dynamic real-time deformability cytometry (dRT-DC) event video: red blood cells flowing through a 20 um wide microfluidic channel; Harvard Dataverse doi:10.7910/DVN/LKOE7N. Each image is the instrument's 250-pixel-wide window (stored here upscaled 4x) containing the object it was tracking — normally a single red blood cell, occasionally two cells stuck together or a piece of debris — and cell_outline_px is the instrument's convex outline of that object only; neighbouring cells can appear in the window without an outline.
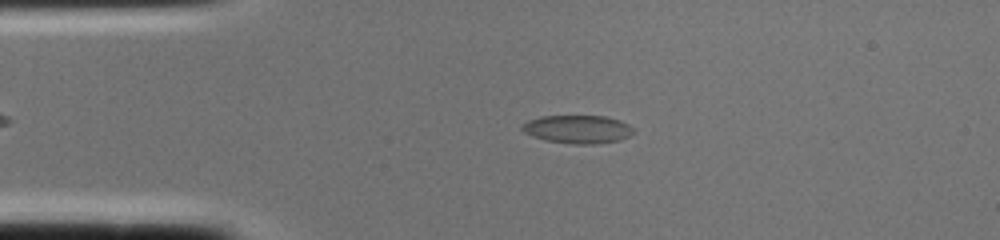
{"species": "common noctule bat (a hibernating species)", "species_latin": "Nyctalus noctula", "temperature_condition": "cold", "stored_images_in_passage": 1, "camera_frame_rate_fps": 3000, "um_per_image_px": 0.085, "animal": {"sex": "female", "body_mass_g": 22.0, "forearm_length_mm": 56.7}, "frame": {"image": 1, "passage_image": 1, "time_ms": 0.0, "image_size_px": [1000, 240], "cell_outline_px": [[636, 132], [620, 140], [592, 144], [572, 144], [544, 140], [532, 136], [524, 132], [520, 128], [528, 120], [540, 116], [604, 116], [620, 120], [628, 124]], "centroid_in_image_um": [49.1, 10.98], "position_along_channel_um": 35.9, "area_um2": 18.32}}